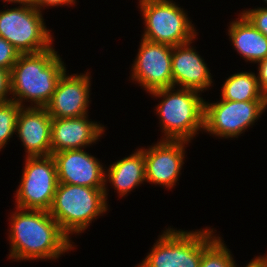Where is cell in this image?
Here are the masks:
<instances>
[{
    "label": "cell",
    "instance_id": "obj_26",
    "mask_svg": "<svg viewBox=\"0 0 267 267\" xmlns=\"http://www.w3.org/2000/svg\"><path fill=\"white\" fill-rule=\"evenodd\" d=\"M76 0H32L31 3L40 11L41 8L43 7H48V6H63V5H72L75 4Z\"/></svg>",
    "mask_w": 267,
    "mask_h": 267
},
{
    "label": "cell",
    "instance_id": "obj_23",
    "mask_svg": "<svg viewBox=\"0 0 267 267\" xmlns=\"http://www.w3.org/2000/svg\"><path fill=\"white\" fill-rule=\"evenodd\" d=\"M19 56L20 53L0 36V68L11 71Z\"/></svg>",
    "mask_w": 267,
    "mask_h": 267
},
{
    "label": "cell",
    "instance_id": "obj_16",
    "mask_svg": "<svg viewBox=\"0 0 267 267\" xmlns=\"http://www.w3.org/2000/svg\"><path fill=\"white\" fill-rule=\"evenodd\" d=\"M191 43L177 45L172 49L173 87L176 85L202 92L213 81L204 59L190 46Z\"/></svg>",
    "mask_w": 267,
    "mask_h": 267
},
{
    "label": "cell",
    "instance_id": "obj_1",
    "mask_svg": "<svg viewBox=\"0 0 267 267\" xmlns=\"http://www.w3.org/2000/svg\"><path fill=\"white\" fill-rule=\"evenodd\" d=\"M11 215L9 259H57L74 245L45 210L21 209Z\"/></svg>",
    "mask_w": 267,
    "mask_h": 267
},
{
    "label": "cell",
    "instance_id": "obj_18",
    "mask_svg": "<svg viewBox=\"0 0 267 267\" xmlns=\"http://www.w3.org/2000/svg\"><path fill=\"white\" fill-rule=\"evenodd\" d=\"M109 167L105 174V182L109 180L120 197L126 196L146 181L145 158L141 148Z\"/></svg>",
    "mask_w": 267,
    "mask_h": 267
},
{
    "label": "cell",
    "instance_id": "obj_15",
    "mask_svg": "<svg viewBox=\"0 0 267 267\" xmlns=\"http://www.w3.org/2000/svg\"><path fill=\"white\" fill-rule=\"evenodd\" d=\"M103 126L90 121L88 115L77 118H52L51 155L63 150L91 146L104 134Z\"/></svg>",
    "mask_w": 267,
    "mask_h": 267
},
{
    "label": "cell",
    "instance_id": "obj_4",
    "mask_svg": "<svg viewBox=\"0 0 267 267\" xmlns=\"http://www.w3.org/2000/svg\"><path fill=\"white\" fill-rule=\"evenodd\" d=\"M104 189L58 183L49 214L68 238L85 231L108 210Z\"/></svg>",
    "mask_w": 267,
    "mask_h": 267
},
{
    "label": "cell",
    "instance_id": "obj_21",
    "mask_svg": "<svg viewBox=\"0 0 267 267\" xmlns=\"http://www.w3.org/2000/svg\"><path fill=\"white\" fill-rule=\"evenodd\" d=\"M21 107L13 100L0 103V151L16 132V121Z\"/></svg>",
    "mask_w": 267,
    "mask_h": 267
},
{
    "label": "cell",
    "instance_id": "obj_3",
    "mask_svg": "<svg viewBox=\"0 0 267 267\" xmlns=\"http://www.w3.org/2000/svg\"><path fill=\"white\" fill-rule=\"evenodd\" d=\"M198 93L185 88L175 90V87L150 92L154 97L163 98L156 107L164 133L162 140L190 142L198 131L204 130L205 100Z\"/></svg>",
    "mask_w": 267,
    "mask_h": 267
},
{
    "label": "cell",
    "instance_id": "obj_12",
    "mask_svg": "<svg viewBox=\"0 0 267 267\" xmlns=\"http://www.w3.org/2000/svg\"><path fill=\"white\" fill-rule=\"evenodd\" d=\"M185 140H160L148 149L142 147L145 158L146 182L172 188L179 179L184 164Z\"/></svg>",
    "mask_w": 267,
    "mask_h": 267
},
{
    "label": "cell",
    "instance_id": "obj_17",
    "mask_svg": "<svg viewBox=\"0 0 267 267\" xmlns=\"http://www.w3.org/2000/svg\"><path fill=\"white\" fill-rule=\"evenodd\" d=\"M229 26L228 35L234 48L249 62L258 63L267 57V37L242 14Z\"/></svg>",
    "mask_w": 267,
    "mask_h": 267
},
{
    "label": "cell",
    "instance_id": "obj_13",
    "mask_svg": "<svg viewBox=\"0 0 267 267\" xmlns=\"http://www.w3.org/2000/svg\"><path fill=\"white\" fill-rule=\"evenodd\" d=\"M60 77L51 100L45 106L52 118H77L88 115L91 81L88 72Z\"/></svg>",
    "mask_w": 267,
    "mask_h": 267
},
{
    "label": "cell",
    "instance_id": "obj_7",
    "mask_svg": "<svg viewBox=\"0 0 267 267\" xmlns=\"http://www.w3.org/2000/svg\"><path fill=\"white\" fill-rule=\"evenodd\" d=\"M0 36L20 54L38 53L53 43L42 13L32 3L0 10Z\"/></svg>",
    "mask_w": 267,
    "mask_h": 267
},
{
    "label": "cell",
    "instance_id": "obj_28",
    "mask_svg": "<svg viewBox=\"0 0 267 267\" xmlns=\"http://www.w3.org/2000/svg\"><path fill=\"white\" fill-rule=\"evenodd\" d=\"M9 2V3H18V4H26V3H31L32 0H3V2Z\"/></svg>",
    "mask_w": 267,
    "mask_h": 267
},
{
    "label": "cell",
    "instance_id": "obj_27",
    "mask_svg": "<svg viewBox=\"0 0 267 267\" xmlns=\"http://www.w3.org/2000/svg\"><path fill=\"white\" fill-rule=\"evenodd\" d=\"M245 267H267V255L266 256H258Z\"/></svg>",
    "mask_w": 267,
    "mask_h": 267
},
{
    "label": "cell",
    "instance_id": "obj_9",
    "mask_svg": "<svg viewBox=\"0 0 267 267\" xmlns=\"http://www.w3.org/2000/svg\"><path fill=\"white\" fill-rule=\"evenodd\" d=\"M267 108V101H205L204 131L223 138H237L254 125Z\"/></svg>",
    "mask_w": 267,
    "mask_h": 267
},
{
    "label": "cell",
    "instance_id": "obj_5",
    "mask_svg": "<svg viewBox=\"0 0 267 267\" xmlns=\"http://www.w3.org/2000/svg\"><path fill=\"white\" fill-rule=\"evenodd\" d=\"M216 238L208 228L189 232L168 228L137 267H199L202 252Z\"/></svg>",
    "mask_w": 267,
    "mask_h": 267
},
{
    "label": "cell",
    "instance_id": "obj_22",
    "mask_svg": "<svg viewBox=\"0 0 267 267\" xmlns=\"http://www.w3.org/2000/svg\"><path fill=\"white\" fill-rule=\"evenodd\" d=\"M257 30L267 37V8L257 7L241 13Z\"/></svg>",
    "mask_w": 267,
    "mask_h": 267
},
{
    "label": "cell",
    "instance_id": "obj_2",
    "mask_svg": "<svg viewBox=\"0 0 267 267\" xmlns=\"http://www.w3.org/2000/svg\"><path fill=\"white\" fill-rule=\"evenodd\" d=\"M65 71L53 46L38 53L20 54L11 70L12 100L22 107L25 100L31 102L29 107H45Z\"/></svg>",
    "mask_w": 267,
    "mask_h": 267
},
{
    "label": "cell",
    "instance_id": "obj_10",
    "mask_svg": "<svg viewBox=\"0 0 267 267\" xmlns=\"http://www.w3.org/2000/svg\"><path fill=\"white\" fill-rule=\"evenodd\" d=\"M172 49L170 45L154 43L142 38L132 65L131 80L139 83L149 93L173 87Z\"/></svg>",
    "mask_w": 267,
    "mask_h": 267
},
{
    "label": "cell",
    "instance_id": "obj_24",
    "mask_svg": "<svg viewBox=\"0 0 267 267\" xmlns=\"http://www.w3.org/2000/svg\"><path fill=\"white\" fill-rule=\"evenodd\" d=\"M11 95V71L0 68V103L12 101Z\"/></svg>",
    "mask_w": 267,
    "mask_h": 267
},
{
    "label": "cell",
    "instance_id": "obj_25",
    "mask_svg": "<svg viewBox=\"0 0 267 267\" xmlns=\"http://www.w3.org/2000/svg\"><path fill=\"white\" fill-rule=\"evenodd\" d=\"M258 75L257 80L262 93L267 98V57L258 62Z\"/></svg>",
    "mask_w": 267,
    "mask_h": 267
},
{
    "label": "cell",
    "instance_id": "obj_8",
    "mask_svg": "<svg viewBox=\"0 0 267 267\" xmlns=\"http://www.w3.org/2000/svg\"><path fill=\"white\" fill-rule=\"evenodd\" d=\"M57 185V167L52 155L26 157L21 183L16 191V207L49 211Z\"/></svg>",
    "mask_w": 267,
    "mask_h": 267
},
{
    "label": "cell",
    "instance_id": "obj_14",
    "mask_svg": "<svg viewBox=\"0 0 267 267\" xmlns=\"http://www.w3.org/2000/svg\"><path fill=\"white\" fill-rule=\"evenodd\" d=\"M52 117L45 107H21L16 133L25 147L27 157L51 155Z\"/></svg>",
    "mask_w": 267,
    "mask_h": 267
},
{
    "label": "cell",
    "instance_id": "obj_19",
    "mask_svg": "<svg viewBox=\"0 0 267 267\" xmlns=\"http://www.w3.org/2000/svg\"><path fill=\"white\" fill-rule=\"evenodd\" d=\"M221 98L230 101H267L253 72L235 73L222 86Z\"/></svg>",
    "mask_w": 267,
    "mask_h": 267
},
{
    "label": "cell",
    "instance_id": "obj_11",
    "mask_svg": "<svg viewBox=\"0 0 267 267\" xmlns=\"http://www.w3.org/2000/svg\"><path fill=\"white\" fill-rule=\"evenodd\" d=\"M52 156L56 162L58 183L105 188L107 200L106 169L93 155L83 149H73L53 153Z\"/></svg>",
    "mask_w": 267,
    "mask_h": 267
},
{
    "label": "cell",
    "instance_id": "obj_6",
    "mask_svg": "<svg viewBox=\"0 0 267 267\" xmlns=\"http://www.w3.org/2000/svg\"><path fill=\"white\" fill-rule=\"evenodd\" d=\"M139 6L145 23L143 39L172 47L195 40L194 25L175 2L141 0Z\"/></svg>",
    "mask_w": 267,
    "mask_h": 267
},
{
    "label": "cell",
    "instance_id": "obj_20",
    "mask_svg": "<svg viewBox=\"0 0 267 267\" xmlns=\"http://www.w3.org/2000/svg\"><path fill=\"white\" fill-rule=\"evenodd\" d=\"M199 267H236L235 261L221 237L217 236L202 252Z\"/></svg>",
    "mask_w": 267,
    "mask_h": 267
}]
</instances>
